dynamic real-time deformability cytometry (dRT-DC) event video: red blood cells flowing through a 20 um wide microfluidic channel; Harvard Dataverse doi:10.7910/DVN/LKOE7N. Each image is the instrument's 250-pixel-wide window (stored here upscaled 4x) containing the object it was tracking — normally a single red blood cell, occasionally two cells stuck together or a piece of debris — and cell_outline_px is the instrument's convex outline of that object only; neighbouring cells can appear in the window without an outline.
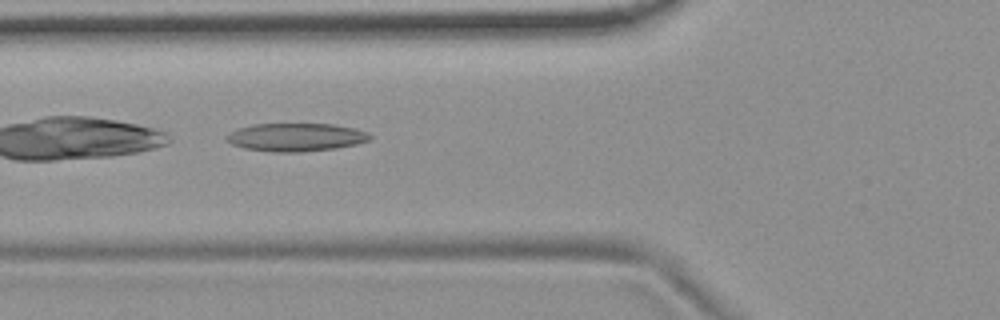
{"species": "common noctule bat (a hibernating species)", "species_latin": "Nyctalus noctula", "temperature_condition": "room temperature", "stored_images_in_passage": 14, "camera_frame_rate_fps": 3000, "um_per_image_px": 0.085, "animal": {"sex": "female", "body_mass_g": 19.9}, "frame": {"image": 1, "passage_image": 5, "time_ms": 1.333, "image_size_px": [1000, 320], "cell_outline_px": [[372, 140], [356, 144], [336, 148], [300, 152], [276, 152], [244, 148], [232, 144], [228, 140], [228, 136], [232, 132], [240, 128], [252, 124], [332, 124], [356, 128], [368, 132], [372, 136]], "centroid_in_image_um": [25.24, 11.66], "position_along_channel_um": 100.6, "area_um2": 23.35}}